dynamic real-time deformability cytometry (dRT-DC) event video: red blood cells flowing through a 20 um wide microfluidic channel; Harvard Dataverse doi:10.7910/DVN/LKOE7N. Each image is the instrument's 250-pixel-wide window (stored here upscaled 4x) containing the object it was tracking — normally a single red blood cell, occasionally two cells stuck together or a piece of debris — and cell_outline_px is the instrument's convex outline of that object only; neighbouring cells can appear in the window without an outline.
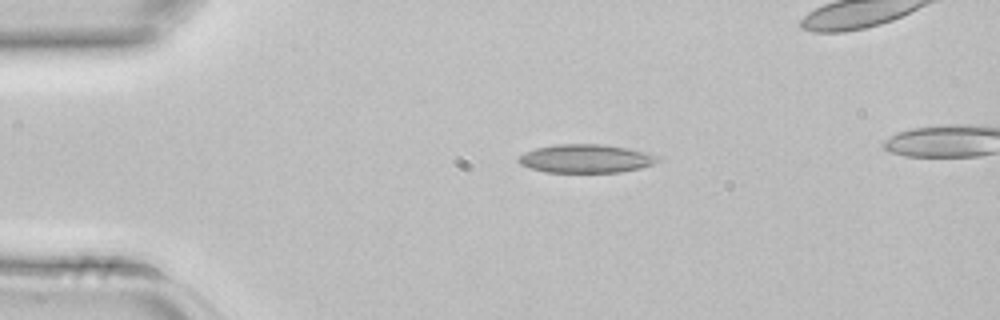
{"species": "common noctule bat (a hibernating species)", "species_latin": "Nyctalus noctula", "temperature_condition": "room temperature", "stored_images_in_passage": 2, "camera_frame_rate_fps": 3000, "um_per_image_px": 0.085, "animal": {"sex": "female", "body_mass_g": 22.7, "forearm_length_mm": 54.2}, "frame": {"image": 1, "passage_image": 1, "time_ms": 0.0, "image_size_px": [1000, 320], "cell_outline_px": [[660, 160], [652, 164], [640, 168], [620, 172], [544, 172], [520, 164], [516, 160], [524, 152], [536, 148], [556, 144], [604, 144], [628, 148], [660, 156]], "centroid_in_image_um": [49.8, 13.47], "position_along_channel_um": 35.2, "area_um2": 23.06}}